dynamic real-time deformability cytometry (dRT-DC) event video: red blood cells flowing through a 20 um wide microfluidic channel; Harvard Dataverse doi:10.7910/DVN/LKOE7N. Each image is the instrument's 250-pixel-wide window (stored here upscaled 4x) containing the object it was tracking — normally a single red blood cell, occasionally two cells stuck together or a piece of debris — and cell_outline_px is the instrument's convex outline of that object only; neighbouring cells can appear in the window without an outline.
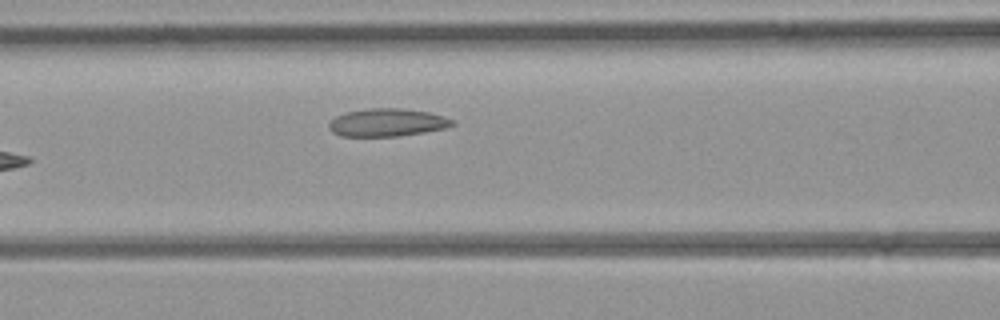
{"species": "common noctule bat (a hibernating species)", "species_latin": "Nyctalus noctula", "temperature_condition": "room temperature", "stored_images_in_passage": 9, "camera_frame_rate_fps": 3000, "um_per_image_px": 0.085, "animal": {"sex": "female", "body_mass_g": 21.9}, "frame": {"image": 1, "passage_image": 7, "time_ms": 7.0, "image_size_px": [1000, 320], "cell_outline_px": [[456, 124], [444, 128], [424, 132], [396, 136], [340, 136], [332, 132], [328, 128], [328, 124], [336, 116], [344, 112], [368, 108], [400, 108], [428, 112], [444, 116], [452, 120]], "centroid_in_image_um": [32.87, 10.41], "position_along_channel_um": 133.7, "area_um2": 20.0}}